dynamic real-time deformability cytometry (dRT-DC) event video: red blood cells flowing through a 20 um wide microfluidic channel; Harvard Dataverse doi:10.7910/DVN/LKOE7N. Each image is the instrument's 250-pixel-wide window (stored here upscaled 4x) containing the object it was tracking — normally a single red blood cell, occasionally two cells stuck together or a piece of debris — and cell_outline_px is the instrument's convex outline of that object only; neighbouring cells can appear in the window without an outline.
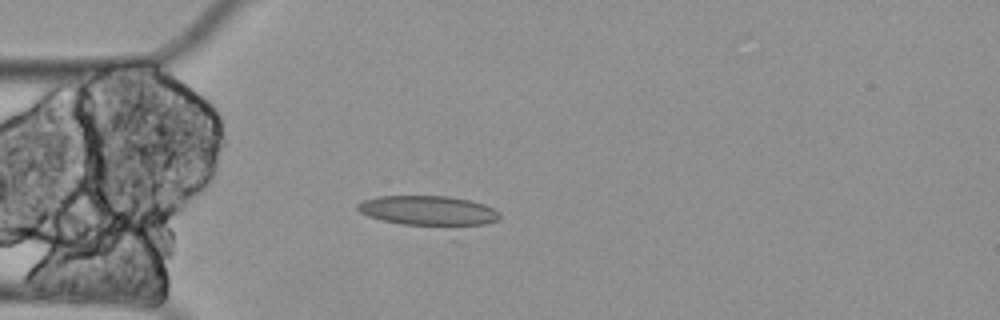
{"species": "Egyptian fruit bat (a non-hibernating species)", "species_latin": "Rousettus aegyptiacus", "temperature_condition": "cold", "stored_images_in_passage": 4, "camera_frame_rate_fps": 3000, "um_per_image_px": 0.085, "animal": {"sex": "female"}, "frame": {"image": 1, "passage_image": 4, "time_ms": 1.0, "image_size_px": [1000, 320], "cell_outline_px": [[500, 220], [456, 240], [368, 216], [360, 212], [356, 208], [356, 204], [364, 200], [376, 196], [448, 196], [468, 200], [484, 204], [500, 212]], "centroid_in_image_um": [36.69, 18.18], "position_along_channel_um": 48.3, "area_um2": 29.71}}